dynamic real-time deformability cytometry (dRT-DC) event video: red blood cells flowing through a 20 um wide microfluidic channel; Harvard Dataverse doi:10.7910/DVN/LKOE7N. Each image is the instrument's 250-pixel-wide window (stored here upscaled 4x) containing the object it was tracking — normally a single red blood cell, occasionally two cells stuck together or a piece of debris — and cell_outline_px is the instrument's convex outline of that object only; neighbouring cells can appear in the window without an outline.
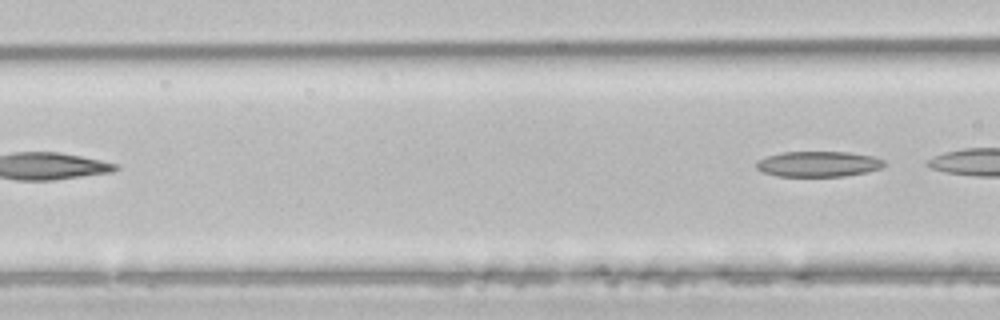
{"species": "common noctule bat (a hibernating species)", "species_latin": "Nyctalus noctula", "temperature_condition": "room temperature", "stored_images_in_passage": 4, "camera_frame_rate_fps": 3000, "um_per_image_px": 0.085, "animal": {"sex": "male", "body_mass_g": 21.5, "forearm_length_mm": 52.0}, "frame": {"image": 1, "passage_image": 4, "time_ms": 1.0, "image_size_px": [1000, 320], "cell_outline_px": [[884, 164], [880, 168], [868, 172], [844, 176], [776, 176], [764, 172], [756, 168], [756, 164], [760, 160], [768, 156], [780, 152], [848, 152], [872, 156], [884, 160]], "centroid_in_image_um": [69.56, 13.94], "position_along_channel_um": 97.0, "area_um2": 18.84}}